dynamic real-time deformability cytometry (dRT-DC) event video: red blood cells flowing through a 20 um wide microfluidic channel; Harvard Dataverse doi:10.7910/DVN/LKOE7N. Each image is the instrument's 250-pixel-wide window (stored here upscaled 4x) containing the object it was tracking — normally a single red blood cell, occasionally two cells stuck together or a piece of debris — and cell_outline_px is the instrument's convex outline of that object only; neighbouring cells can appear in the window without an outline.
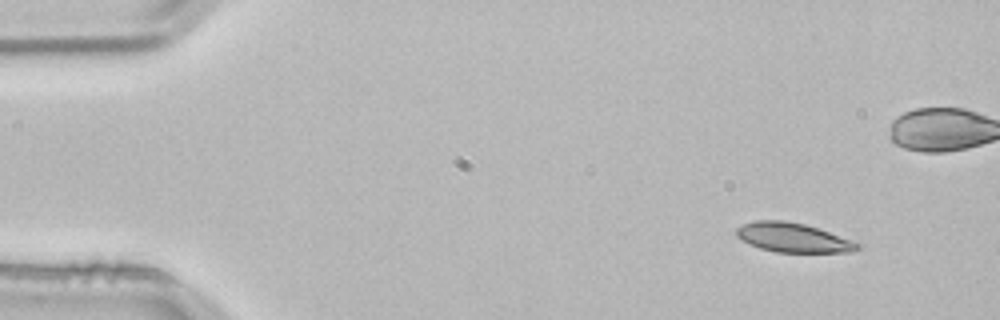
{"species": "common noctule bat (a hibernating species)", "species_latin": "Nyctalus noctula", "temperature_condition": "room temperature", "stored_images_in_passage": 4, "camera_frame_rate_fps": 3000, "um_per_image_px": 0.085, "animal": {"sex": "male", "body_mass_g": 21.5, "forearm_length_mm": 52.0}, "frame": {"image": 1, "passage_image": 1, "time_ms": 0.0, "image_size_px": [1000, 320], "cell_outline_px": [[864, 244], [860, 248], [852, 252], [776, 252], [760, 248], [748, 244], [740, 240], [736, 236], [736, 228], [744, 224], [756, 220], [784, 220], [804, 224]], "centroid_in_image_um": [67.4, 20.2], "position_along_channel_um": 17.6, "area_um2": 20.69}}
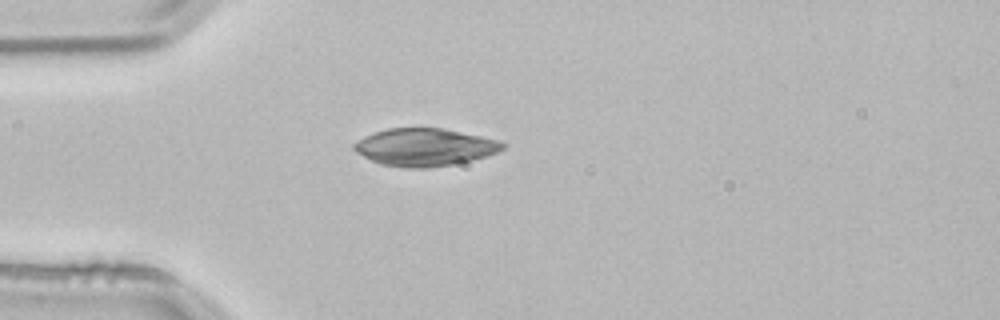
{"frame": {"image": 2, "passage_image": 4, "time_ms": 1.0, "image_size_px": [1000, 320], "cell_outline_px": [[508, 144], [504, 148], [488, 156], [472, 160], [452, 164], [428, 168], [408, 168], [380, 164], [356, 152], [352, 148], [352, 144], [364, 136], [388, 128], [440, 128], [500, 140]], "centroid_in_image_um": [36.1, 12.51], "position_along_channel_um": 48.9, "area_um2": 32.43}}